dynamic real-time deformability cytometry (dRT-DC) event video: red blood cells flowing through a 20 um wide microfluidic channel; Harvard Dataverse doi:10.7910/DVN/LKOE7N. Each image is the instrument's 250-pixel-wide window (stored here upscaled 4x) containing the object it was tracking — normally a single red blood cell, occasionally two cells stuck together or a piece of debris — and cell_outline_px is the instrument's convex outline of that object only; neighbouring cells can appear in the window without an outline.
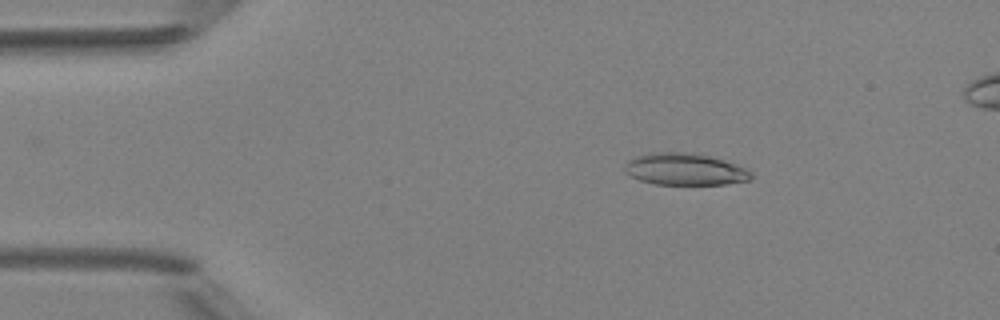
{"species": "Egyptian fruit bat (a non-hibernating species)", "species_latin": "Rousettus aegyptiacus", "temperature_condition": "room temperature", "stored_images_in_passage": 46, "camera_frame_rate_fps": 3000, "um_per_image_px": 0.085, "animal": {"sex": "female"}, "frame": {"image": 1, "passage_image": 8, "time_ms": 2.333, "image_size_px": [1000, 320], "cell_outline_px": [[752, 180], [724, 184], [656, 184], [640, 180], [624, 172], [624, 168], [628, 160], [636, 156], [652, 152], [684, 152], [708, 156], [724, 160], [748, 168], [752, 172]], "centroid_in_image_um": [58.24, 14.39], "position_along_channel_um": 26.8, "area_um2": 23.47}}
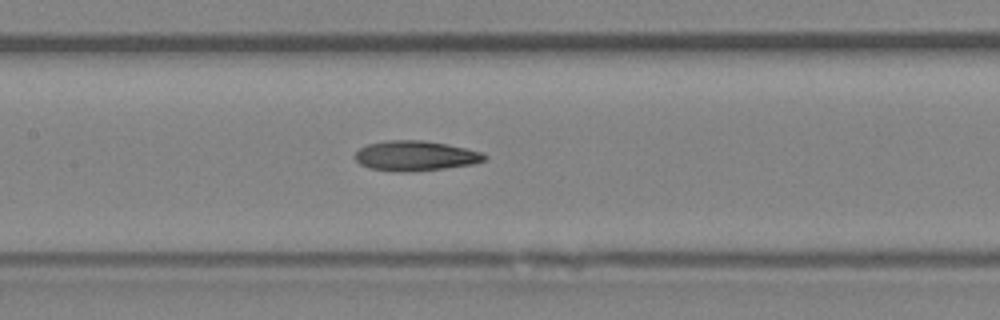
{"frame": {"image": 2, "passage_image": 23, "time_ms": 7.333, "image_size_px": [1000, 320], "cell_outline_px": [[488, 156], [484, 160], [472, 164], [444, 168], [408, 172], [396, 172], [368, 168], [360, 164], [356, 160], [356, 152], [360, 148], [368, 144], [384, 140], [420, 140], [448, 144], [480, 152]], "centroid_in_image_um": [35.27, 13.24], "position_along_channel_um": 172.1, "area_um2": 22.54}}
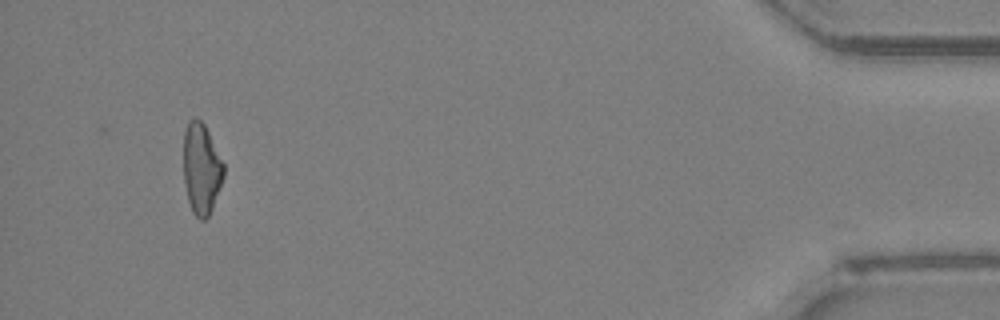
{"frame": {"image": 3, "passage_image": 46, "time_ms": 15.0, "image_size_px": [1000, 320], "cell_outline_px": [[224, 176], [212, 208], [208, 216], [204, 220], [200, 220], [192, 212], [188, 200], [184, 180], [184, 132], [188, 120], [196, 116], [204, 124], [224, 164]], "centroid_in_image_um": [17.11, 14.33], "position_along_channel_um": 418.1, "area_um2": 21.15}, "authors_computed_cell_mechanics": {"area_um2": 22.4553, "velocity_mm_per_s": 4.1925, "shape_relaxation_time_tau1_ms": null, "shape_relaxation_time_tau2_ms": 6.9311, "deformation_change_tau1": null, "deformation_change_tau2": 0.1795}}